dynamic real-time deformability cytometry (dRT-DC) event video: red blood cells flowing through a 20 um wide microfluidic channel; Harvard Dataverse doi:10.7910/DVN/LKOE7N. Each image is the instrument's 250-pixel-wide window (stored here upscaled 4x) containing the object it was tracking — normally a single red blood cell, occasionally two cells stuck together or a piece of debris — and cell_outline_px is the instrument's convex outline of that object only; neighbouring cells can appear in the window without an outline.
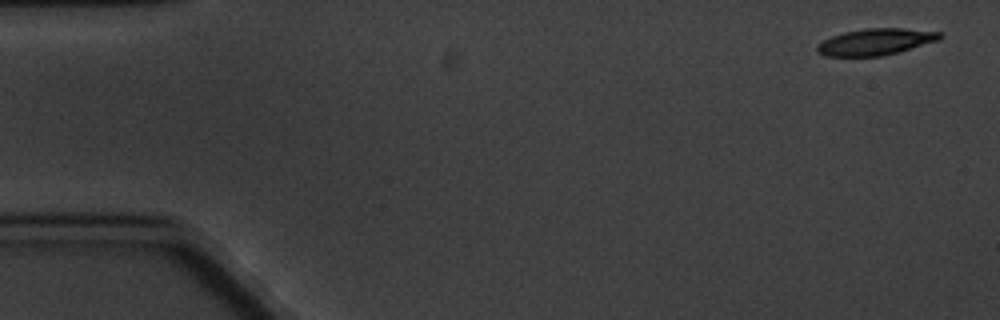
{"species": "common noctule bat (a hibernating species)", "species_latin": "Nyctalus noctula", "temperature_condition": "cold", "stored_images_in_passage": 7, "camera_frame_rate_fps": 3000, "um_per_image_px": 0.085, "animal": {"sex": "male", "body_mass_g": 20.1, "forearm_length_mm": 53.5}, "frame": {"image": 1, "passage_image": 1, "time_ms": 0.0, "image_size_px": [1000, 320], "cell_outline_px": [[944, 36], [940, 40], [884, 56], [828, 56], [816, 52], [816, 44], [832, 36], [844, 32], [864, 28], [904, 28], [940, 32]], "centroid_in_image_um": [74.44, 3.55], "position_along_channel_um": 10.6, "area_um2": 19.07}}
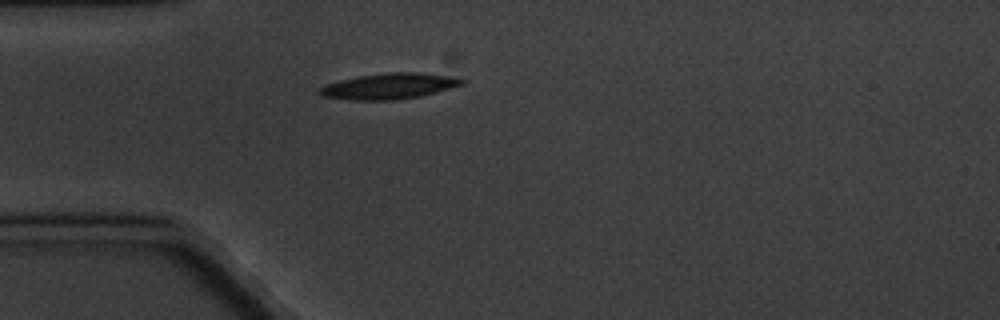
{"frame": {"image": 2, "passage_image": 5, "time_ms": 4.667, "image_size_px": [1000, 320], "cell_outline_px": [[464, 84], [436, 92], [420, 96], [396, 100], [352, 100], [320, 96], [316, 92], [324, 84], [340, 80], [360, 76], [388, 72], [416, 72], [444, 76], [464, 80]], "centroid_in_image_um": [32.98, 7.34], "position_along_channel_um": 52.0, "area_um2": 21.21}}